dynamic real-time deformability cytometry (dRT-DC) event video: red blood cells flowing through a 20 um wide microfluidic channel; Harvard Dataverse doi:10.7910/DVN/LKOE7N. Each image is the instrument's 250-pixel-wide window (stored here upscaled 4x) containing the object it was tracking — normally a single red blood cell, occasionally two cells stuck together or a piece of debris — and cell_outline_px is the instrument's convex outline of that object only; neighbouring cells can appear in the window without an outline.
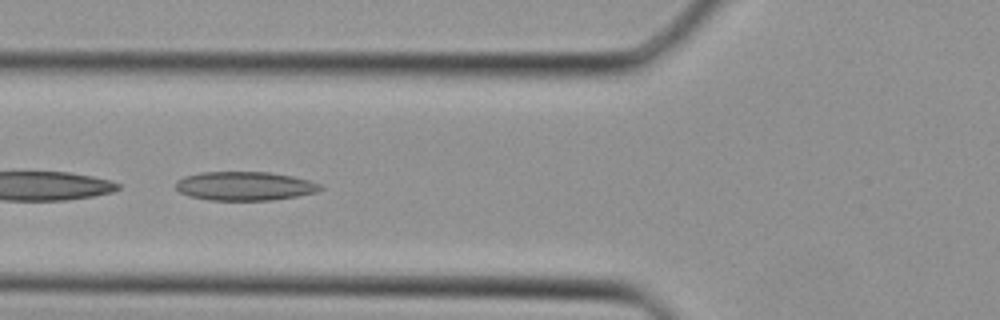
{"species": "Egyptian fruit bat (a non-hibernating species)", "species_latin": "Rousettus aegyptiacus", "temperature_condition": "cold", "stored_images_in_passage": 36, "camera_frame_rate_fps": 3000, "um_per_image_px": 0.085, "animal": {"sex": "female"}, "frame": {"image": 1, "passage_image": 14, "time_ms": 4.333, "image_size_px": [1000, 320], "cell_outline_px": [[324, 188], [316, 192], [296, 196], [272, 200], [208, 200], [188, 196], [180, 192], [176, 188], [176, 180], [184, 176], [200, 172], [268, 172], [292, 176], [308, 180], [320, 184]], "centroid_in_image_um": [20.77, 15.81], "position_along_channel_um": 105.0, "area_um2": 24.33}}
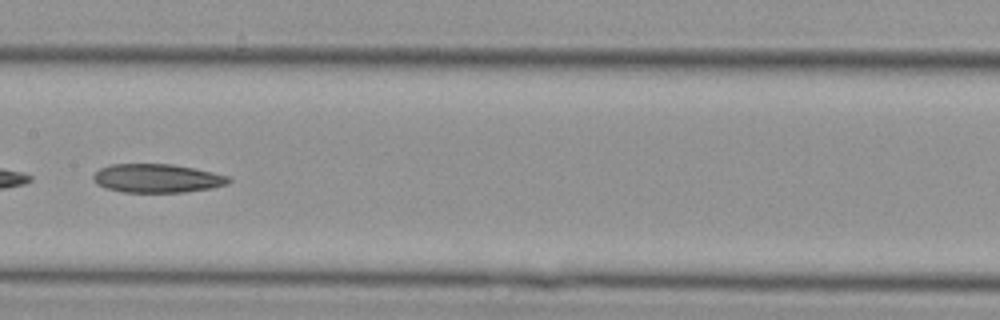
{"frame": {"image": 2, "passage_image": 19, "time_ms": 6.0, "image_size_px": [1000, 320], "cell_outline_px": [[232, 180], [228, 184], [212, 188], [184, 192], [124, 192], [104, 188], [96, 184], [92, 176], [100, 168], [108, 164], [172, 164], [212, 172], [228, 176]], "centroid_in_image_um": [13.33, 15.16], "position_along_channel_um": 194.1, "area_um2": 22.66}}
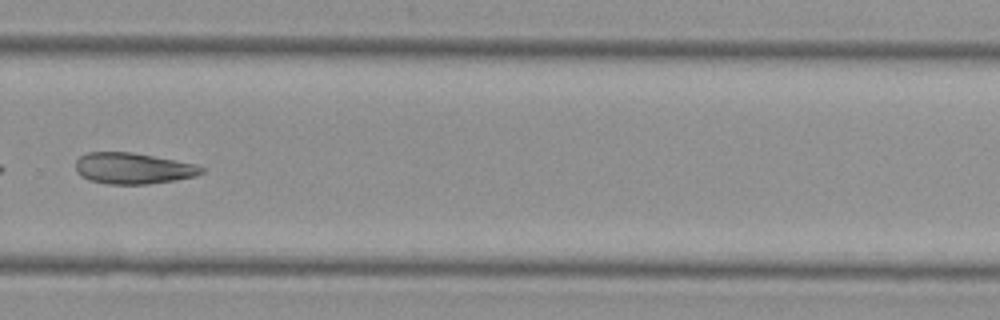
{"frame": {"image": 3, "passage_image": 26, "time_ms": 8.333, "image_size_px": [1000, 320], "cell_outline_px": [[204, 172], [196, 176], [176, 180], [148, 184], [108, 184], [88, 180], [80, 176], [76, 172], [76, 160], [80, 156], [88, 152], [132, 152], [176, 160], [196, 164], [204, 168]], "centroid_in_image_um": [11.3, 14.31], "position_along_channel_um": 318.5, "area_um2": 23.0}}